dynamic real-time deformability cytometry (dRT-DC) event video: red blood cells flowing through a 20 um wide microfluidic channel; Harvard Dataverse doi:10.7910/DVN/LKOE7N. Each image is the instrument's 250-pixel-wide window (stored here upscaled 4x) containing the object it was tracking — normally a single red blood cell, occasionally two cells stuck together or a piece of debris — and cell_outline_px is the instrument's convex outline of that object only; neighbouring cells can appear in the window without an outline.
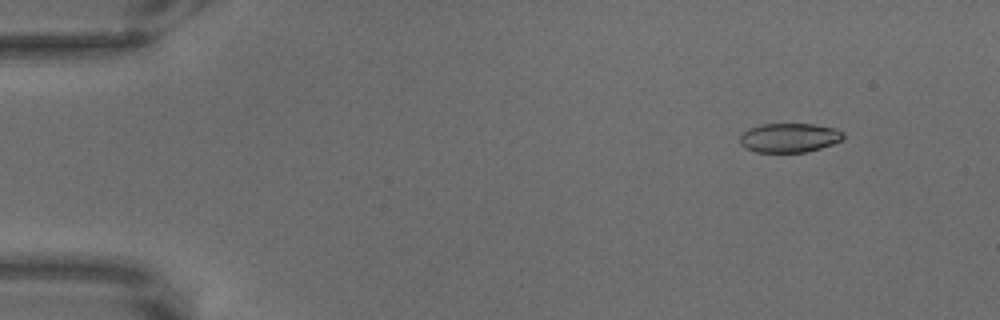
{"species": "common noctule bat (a hibernating species)", "species_latin": "Nyctalus noctula", "temperature_condition": "warm", "stored_images_in_passage": 21, "camera_frame_rate_fps": 3000, "um_per_image_px": 0.085, "animal": {"sex": "male", "body_mass_g": 18.8}, "frame": {"image": 1, "passage_image": 4, "time_ms": 1.0, "image_size_px": [1000, 320], "cell_outline_px": [[844, 140], [820, 148], [804, 152], [756, 152], [744, 148], [740, 144], [740, 136], [748, 128], [760, 124], [812, 124], [836, 128], [844, 132]], "centroid_in_image_um": [67.09, 11.7], "position_along_channel_um": 17.9, "area_um2": 17.74}}
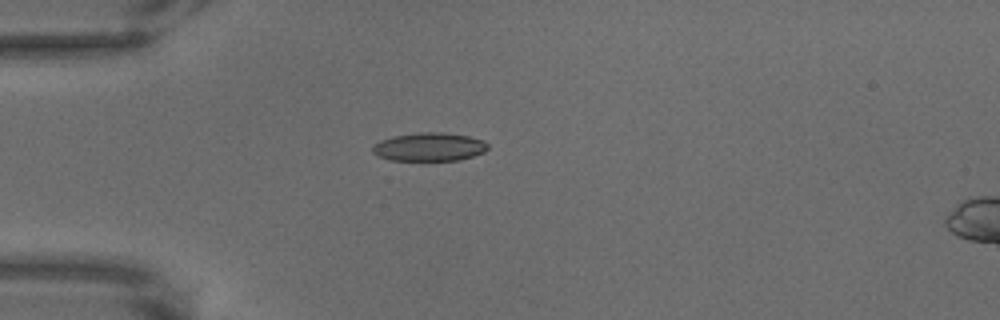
{"frame": {"image": 2, "passage_image": 16, "time_ms": 5.0, "image_size_px": [1000, 320], "cell_outline_px": [[488, 148], [484, 152], [460, 160], [392, 160], [380, 156], [372, 152], [372, 148], [380, 140], [392, 136], [420, 132], [444, 132], [468, 136], [484, 140], [488, 144]], "centroid_in_image_um": [36.52, 12.47], "position_along_channel_um": 48.5, "area_um2": 19.02}}